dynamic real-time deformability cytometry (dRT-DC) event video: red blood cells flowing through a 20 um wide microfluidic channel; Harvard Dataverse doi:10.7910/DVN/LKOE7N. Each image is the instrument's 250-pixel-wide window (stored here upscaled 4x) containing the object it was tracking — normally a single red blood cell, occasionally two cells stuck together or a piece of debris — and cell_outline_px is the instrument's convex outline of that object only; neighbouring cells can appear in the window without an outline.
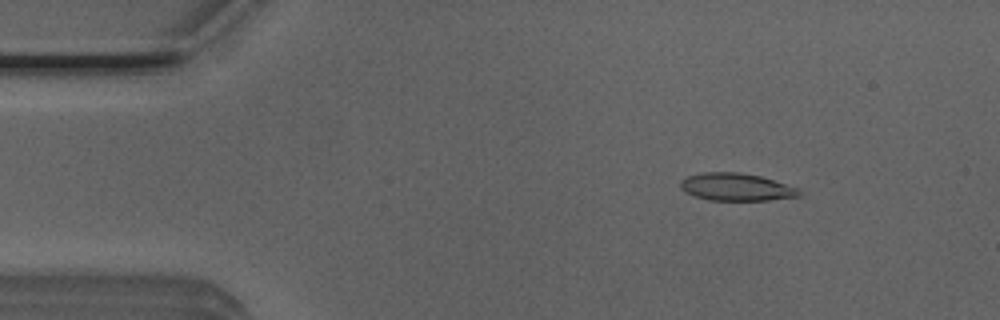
{"species": "Egyptian fruit bat (a non-hibernating species)", "species_latin": "Rousettus aegyptiacus", "temperature_condition": "room temperature", "stored_images_in_passage": 51, "camera_frame_rate_fps": 3000, "um_per_image_px": 0.085, "animal": {"sex": "male"}, "frame": {"image": 1, "passage_image": 7, "time_ms": 2.0, "image_size_px": [1000, 320], "cell_outline_px": [[800, 196], [768, 200], [708, 200], [692, 196], [684, 192], [680, 188], [680, 180], [688, 176], [704, 172], [736, 172], [760, 176], [800, 188]], "centroid_in_image_um": [62.55, 15.9], "position_along_channel_um": 22.5, "area_um2": 19.13}}
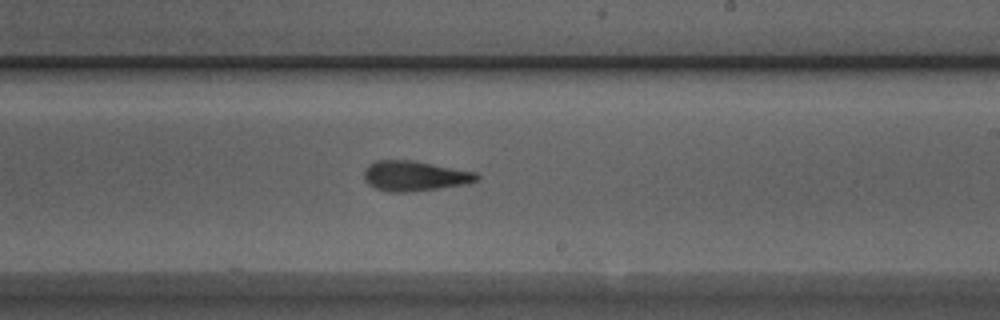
{"frame": {"image": 2, "passage_image": 30, "time_ms": 9.667, "image_size_px": [1000, 320], "cell_outline_px": [[480, 176], [476, 180], [468, 184], [408, 192], [388, 192], [376, 188], [368, 184], [364, 180], [364, 168], [368, 164], [376, 160], [412, 160], [476, 172]], "centroid_in_image_um": [35.21, 14.95], "position_along_channel_um": 253.8, "area_um2": 19.83}}
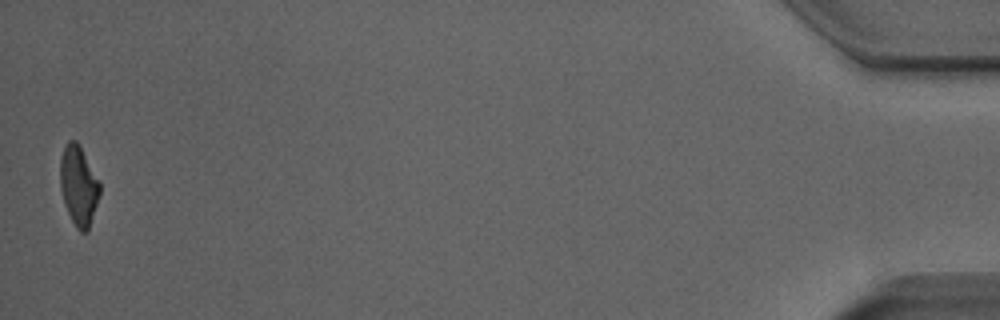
{"frame": {"image": 3, "passage_image": 51, "time_ms": 16.667, "image_size_px": [1000, 320], "cell_outline_px": [[100, 192], [88, 232], [80, 232], [76, 228], [64, 204], [60, 188], [60, 160], [64, 148], [68, 140], [76, 140], [100, 184]], "centroid_in_image_um": [6.66, 15.82], "position_along_channel_um": 428.5, "area_um2": 18.03}, "authors_computed_cell_mechanics": {"area_um2": 19.1896, "velocity_mm_per_s": 3.9474, "shape_relaxation_time_tau1_ms": 6.0846, "shape_relaxation_time_tau2_ms": 5.4313, "deformation_change_tau1": 0.2145, "deformation_change_tau2": 0.1331}}